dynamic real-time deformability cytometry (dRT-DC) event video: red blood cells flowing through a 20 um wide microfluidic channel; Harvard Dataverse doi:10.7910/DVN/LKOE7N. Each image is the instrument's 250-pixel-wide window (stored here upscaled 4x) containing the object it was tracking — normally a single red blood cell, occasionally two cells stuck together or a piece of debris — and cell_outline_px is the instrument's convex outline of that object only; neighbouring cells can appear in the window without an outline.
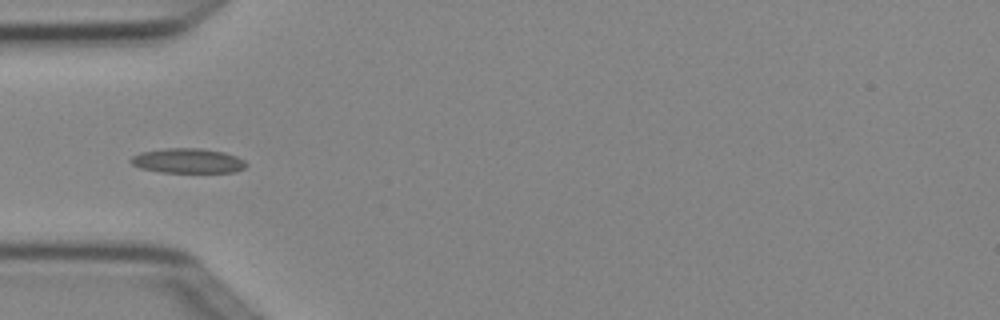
{"species": "Egyptian fruit bat (a non-hibernating species)", "species_latin": "Rousettus aegyptiacus", "temperature_condition": "cold", "stored_images_in_passage": 5, "camera_frame_rate_fps": 3000, "um_per_image_px": 0.085, "animal": {"sex": "female"}, "frame": {"image": 1, "passage_image": 4, "time_ms": 1.0, "image_size_px": [1000, 320], "cell_outline_px": [[248, 164], [244, 168], [236, 172], [160, 172], [140, 168], [132, 164], [128, 160], [132, 156], [140, 152], [164, 148], [200, 148], [224, 152], [236, 156], [244, 160]], "centroid_in_image_um": [15.95, 13.66], "position_along_channel_um": 69.1, "area_um2": 16.76}}
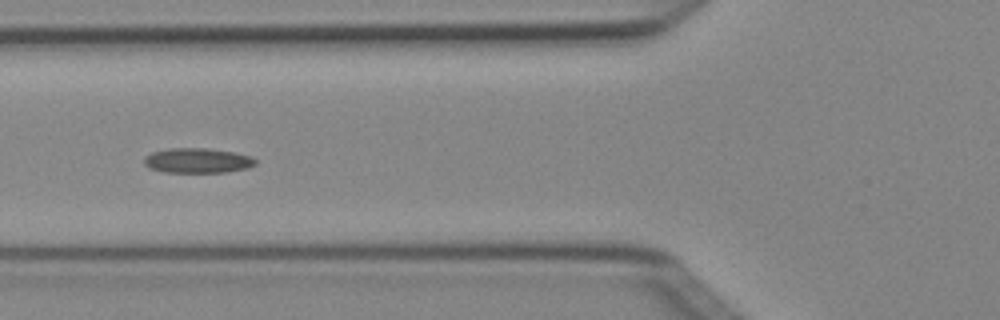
{"frame": {"image": 2, "passage_image": 5, "time_ms": 1.333, "image_size_px": [1000, 320], "cell_outline_px": [[256, 164], [248, 168], [228, 172], [164, 172], [148, 168], [144, 164], [144, 156], [152, 152], [168, 148], [208, 148], [236, 152], [252, 156], [256, 160]], "centroid_in_image_um": [16.8, 13.64], "position_along_channel_um": 109.0, "area_um2": 16.42}}